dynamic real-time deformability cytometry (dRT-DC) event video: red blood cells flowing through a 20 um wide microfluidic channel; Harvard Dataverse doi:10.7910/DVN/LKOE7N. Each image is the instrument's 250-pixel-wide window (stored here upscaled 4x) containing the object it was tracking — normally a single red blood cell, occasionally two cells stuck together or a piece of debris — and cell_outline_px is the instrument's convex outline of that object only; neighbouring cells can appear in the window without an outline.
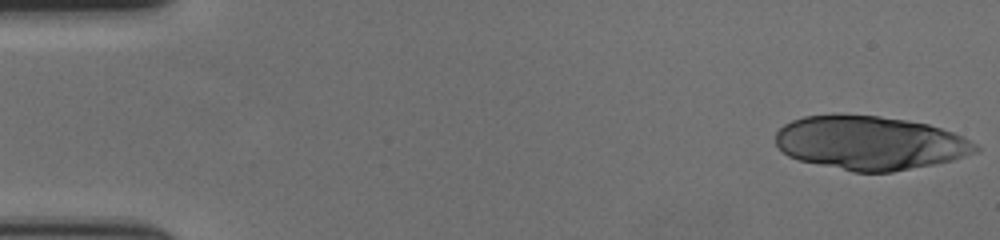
{"species": "human", "species_latin": "Homo sapiens", "temperature_condition": "cold", "stored_images_in_passage": 56, "camera_frame_rate_fps": 3000, "um_per_image_px": 0.085, "donor": {"sex": "female"}, "frame": {"image": 1, "passage_image": 1, "time_ms": 0.0, "image_size_px": [1000, 240], "cell_outline_px": [[980, 148], [976, 152], [952, 160], [892, 172], [852, 172], [800, 160], [788, 156], [776, 144], [776, 132], [784, 124], [792, 120], [804, 116], [836, 112], [880, 116], [908, 120], [928, 124], [952, 132], [976, 144]], "centroid_in_image_um": [73.89, 12.12], "position_along_channel_um": 11.1, "area_um2": 63.0}}
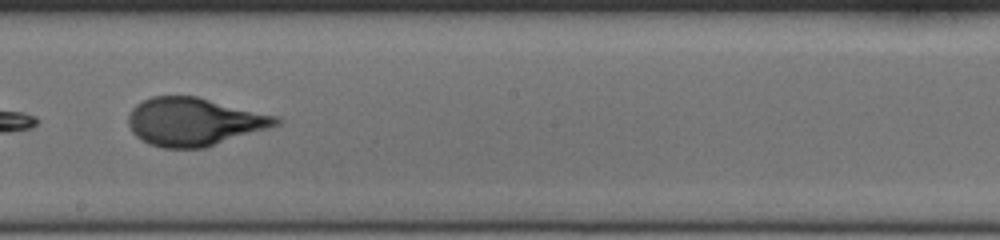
{"frame": {"image": 2, "passage_image": 33, "time_ms": 10.667, "image_size_px": [1000, 240], "cell_outline_px": [[280, 124], [204, 148], [164, 148], [148, 144], [140, 140], [132, 132], [128, 124], [128, 116], [132, 108], [136, 104], [152, 96], [196, 96], [276, 116], [280, 120]], "centroid_in_image_um": [16.44, 10.35], "position_along_channel_um": 231.8, "area_um2": 41.04}}
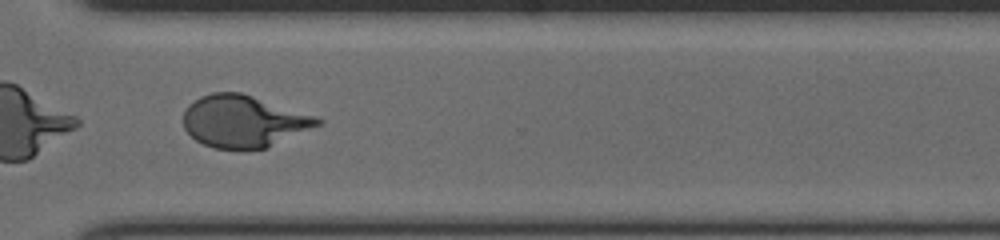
{"frame": {"image": 3, "passage_image": 43, "time_ms": 14.0, "image_size_px": [1000, 240], "cell_outline_px": [[324, 120], [320, 124], [264, 148], [216, 148], [204, 144], [196, 140], [184, 128], [184, 112], [188, 104], [200, 96], [212, 92], [240, 92], [316, 116]], "centroid_in_image_um": [20.67, 10.28], "position_along_channel_um": 349.9, "area_um2": 39.88}, "authors_computed_cell_mechanics": {"area_um2": 41.1825, "velocity_mm_per_s": 3.5447, "shape_relaxation_time_tau1_ms": 5.0339, "shape_relaxation_time_tau2_ms": null, "deformation_change_tau1": 0.2259, "deformation_change_tau2": null}}